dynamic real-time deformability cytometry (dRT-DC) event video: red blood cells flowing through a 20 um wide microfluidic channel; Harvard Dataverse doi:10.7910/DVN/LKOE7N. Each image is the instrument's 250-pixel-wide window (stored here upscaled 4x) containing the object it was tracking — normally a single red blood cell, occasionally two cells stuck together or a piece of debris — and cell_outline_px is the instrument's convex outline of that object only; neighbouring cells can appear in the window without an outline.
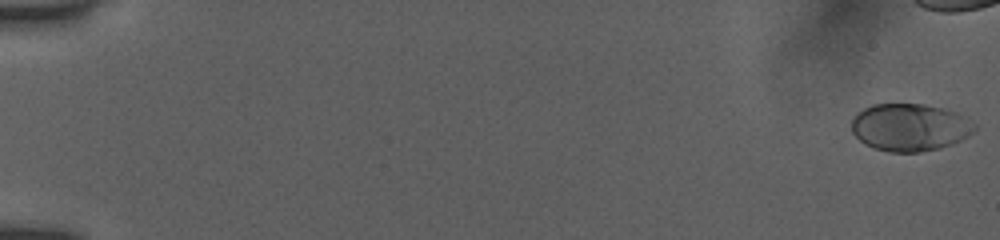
{"species": "human", "species_latin": "Homo sapiens", "temperature_condition": "room temperature", "stored_images_in_passage": 45, "camera_frame_rate_fps": 3000, "um_per_image_px": 0.085, "donor": {"sex": "female"}, "frame": {"image": 1, "passage_image": 1, "time_ms": 0.0, "image_size_px": [1000, 240], "cell_outline_px": [[976, 128], [968, 136], [952, 144], [940, 148], [920, 152], [888, 152], [872, 148], [864, 144], [852, 132], [852, 120], [864, 108], [872, 104], [924, 104], [944, 108], [956, 112], [976, 124]], "centroid_in_image_um": [77.34, 10.83], "position_along_channel_um": 7.7, "area_um2": 34.04}}
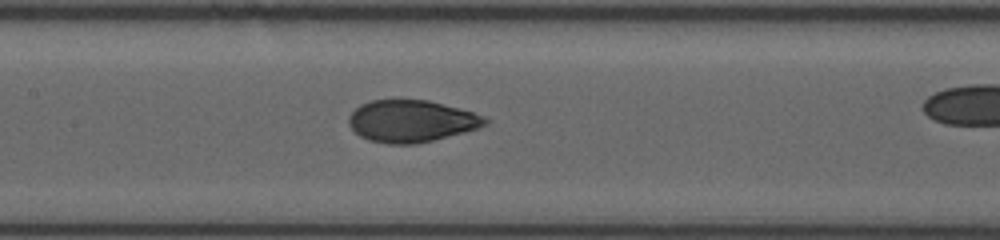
{"frame": {"image": 2, "passage_image": 28, "time_ms": 9.0, "image_size_px": [1000, 240], "cell_outline_px": [[488, 124], [464, 132], [432, 140], [412, 144], [388, 144], [368, 140], [360, 136], [348, 124], [348, 116], [360, 104], [372, 100], [428, 100], [472, 112], [484, 116], [488, 120]], "centroid_in_image_um": [34.93, 10.29], "position_along_channel_um": 172.5, "area_um2": 33.06}}
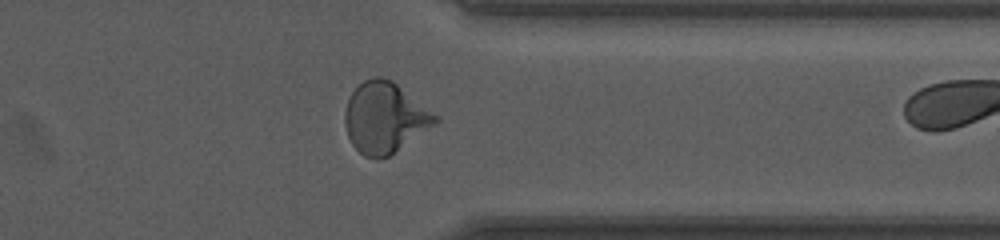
{"frame": {"image": 3, "passage_image": 44, "time_ms": 14.333, "image_size_px": [1000, 240], "cell_outline_px": [[440, 120], [436, 124], [388, 156], [376, 160], [364, 156], [352, 144], [348, 136], [344, 124], [344, 112], [348, 100], [352, 92], [364, 80], [376, 76], [380, 76], [392, 80], [440, 116]], "centroid_in_image_um": [32.71, 10.0], "position_along_channel_um": 378.7, "area_um2": 37.28}}